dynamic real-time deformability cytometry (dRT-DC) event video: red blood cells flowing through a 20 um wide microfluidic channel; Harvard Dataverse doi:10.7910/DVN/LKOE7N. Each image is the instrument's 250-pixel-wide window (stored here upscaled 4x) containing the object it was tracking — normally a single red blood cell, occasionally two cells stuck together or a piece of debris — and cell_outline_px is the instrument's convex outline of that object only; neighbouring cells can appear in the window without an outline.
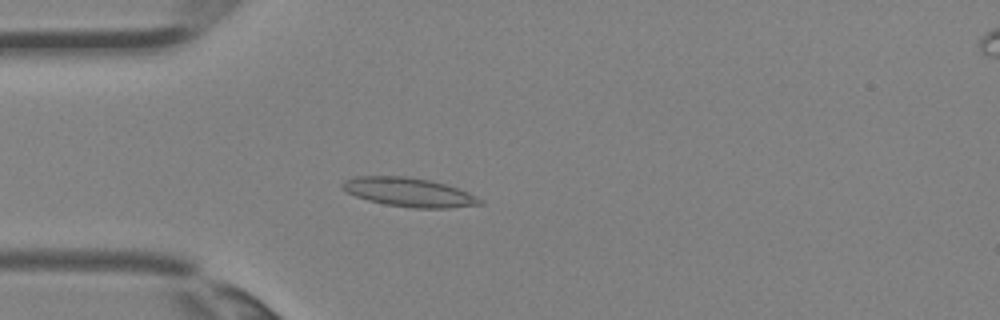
{"species": "Egyptian fruit bat (a non-hibernating species)", "species_latin": "Rousettus aegyptiacus", "temperature_condition": "room temperature", "stored_images_in_passage": 4, "camera_frame_rate_fps": 3000, "um_per_image_px": 0.085, "animal": {"sex": "female"}, "frame": {"image": 1, "passage_image": 4, "time_ms": 1.0, "image_size_px": [1000, 320], "cell_outline_px": [[484, 204], [448, 208], [416, 208], [384, 204], [368, 200], [356, 196], [348, 192], [340, 184], [344, 180], [356, 176], [404, 176], [432, 180], [468, 192], [484, 200]], "centroid_in_image_um": [34.78, 16.34], "position_along_channel_um": 50.2, "area_um2": 23.12}}